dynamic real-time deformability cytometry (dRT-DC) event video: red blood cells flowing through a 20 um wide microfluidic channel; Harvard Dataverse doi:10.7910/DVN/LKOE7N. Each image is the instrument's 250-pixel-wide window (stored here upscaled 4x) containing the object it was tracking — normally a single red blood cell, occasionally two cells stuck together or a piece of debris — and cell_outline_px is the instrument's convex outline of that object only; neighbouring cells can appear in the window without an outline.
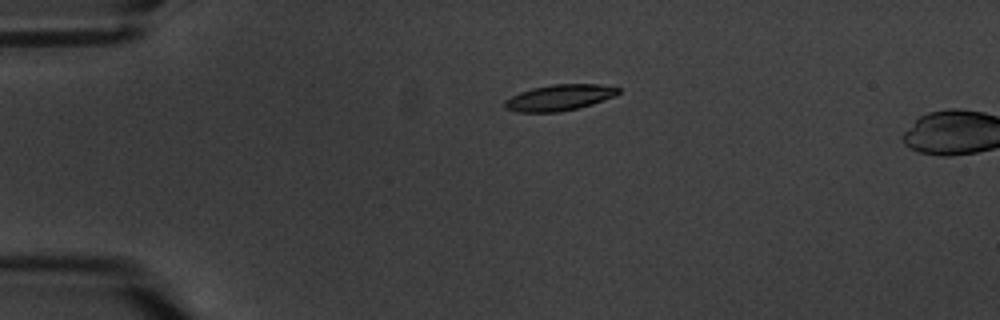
{"species": "common noctule bat (a hibernating species)", "species_latin": "Nyctalus noctula", "temperature_condition": "warm", "stored_images_in_passage": 2, "camera_frame_rate_fps": 3000, "um_per_image_px": 0.085, "animal": {"sex": "male", "body_mass_g": 20.1, "forearm_length_mm": 53.5}, "frame": {"image": 1, "passage_image": 1, "time_ms": 0.0, "image_size_px": [1000, 320], "cell_outline_px": [[620, 92], [612, 96], [592, 104], [560, 112], [520, 112], [504, 108], [504, 100], [520, 92], [532, 88], [552, 84], [600, 84], [620, 88]], "centroid_in_image_um": [47.51, 8.29], "position_along_channel_um": 37.5, "area_um2": 17.05}}